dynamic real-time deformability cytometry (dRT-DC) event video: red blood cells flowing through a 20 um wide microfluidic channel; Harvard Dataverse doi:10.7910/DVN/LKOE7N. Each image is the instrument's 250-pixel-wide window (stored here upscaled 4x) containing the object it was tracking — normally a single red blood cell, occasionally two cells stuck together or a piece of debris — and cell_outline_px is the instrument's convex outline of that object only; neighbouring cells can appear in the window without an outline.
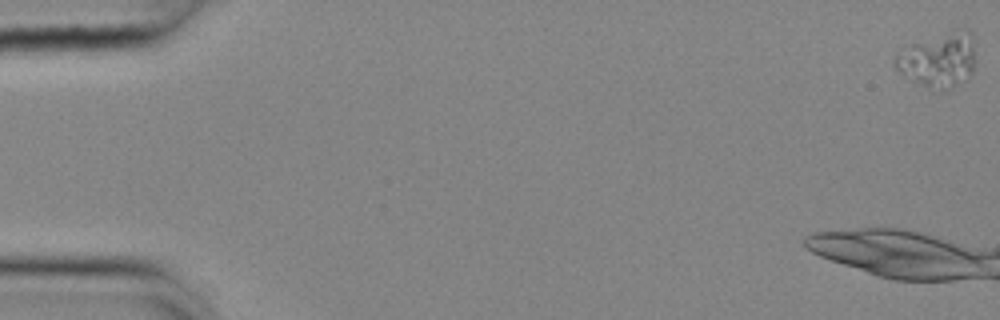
{"species": "common noctule bat (a hibernating species)", "species_latin": "Nyctalus noctula", "temperature_condition": "cold", "stored_images_in_passage": 12, "camera_frame_rate_fps": 3000, "um_per_image_px": 0.085, "animal": {"sex": "female", "body_mass_g": 25.1}, "frame": {"image": 1, "passage_image": 1, "time_ms": 0.0, "image_size_px": [1000, 320], "cell_outline_px": [[972, 72], [956, 84], [928, 84], [896, 68], [896, 56], [916, 44], [956, 28], [964, 28], [972, 32]], "centroid_in_image_um": [79.87, 4.95], "position_along_channel_um": 5.1, "area_um2": 22.6}}